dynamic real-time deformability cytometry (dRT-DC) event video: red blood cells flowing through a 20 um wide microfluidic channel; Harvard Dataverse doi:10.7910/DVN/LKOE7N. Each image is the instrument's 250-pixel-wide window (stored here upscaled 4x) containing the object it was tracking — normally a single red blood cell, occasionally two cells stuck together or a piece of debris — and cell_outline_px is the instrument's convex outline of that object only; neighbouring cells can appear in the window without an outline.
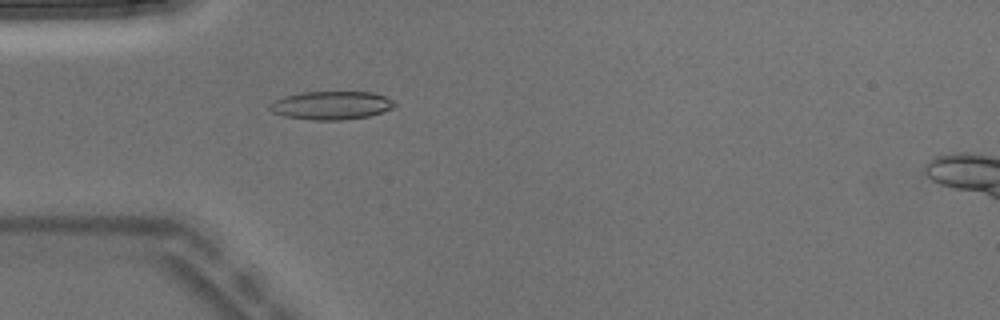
{"species": "Egyptian fruit bat (a non-hibernating species)", "species_latin": "Rousettus aegyptiacus", "temperature_condition": "warm", "stored_images_in_passage": 4, "camera_frame_rate_fps": 3000, "um_per_image_px": 0.085, "animal": {"sex": "male"}, "frame": {"image": 1, "passage_image": 4, "time_ms": 1.0, "image_size_px": [1000, 320], "cell_outline_px": [[396, 104], [392, 108], [368, 116], [344, 120], [312, 120], [284, 116], [272, 112], [268, 108], [268, 104], [272, 100], [284, 96], [300, 92], [372, 92], [384, 96], [392, 100]], "centroid_in_image_um": [28.09, 8.95], "position_along_channel_um": 56.9, "area_um2": 20.69}}